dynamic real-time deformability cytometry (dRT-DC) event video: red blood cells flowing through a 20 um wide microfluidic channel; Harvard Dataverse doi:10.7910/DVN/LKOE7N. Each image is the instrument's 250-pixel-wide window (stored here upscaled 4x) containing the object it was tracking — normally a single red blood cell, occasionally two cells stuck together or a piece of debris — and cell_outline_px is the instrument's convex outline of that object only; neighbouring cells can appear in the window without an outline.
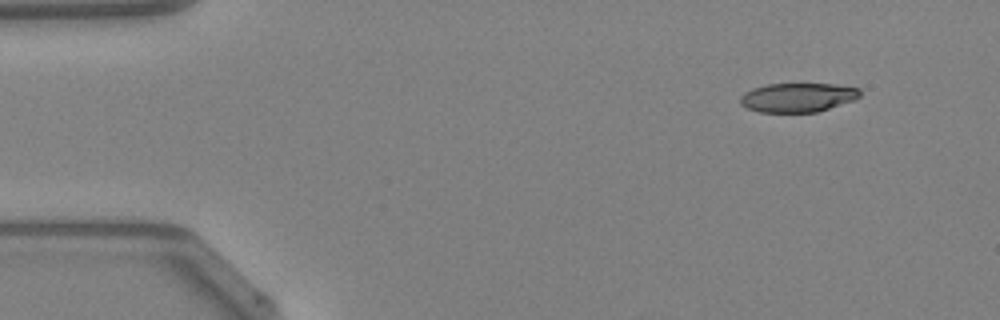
{"species": "Egyptian fruit bat (a non-hibernating species)", "species_latin": "Rousettus aegyptiacus", "temperature_condition": "warm", "stored_images_in_passage": 44, "camera_frame_rate_fps": 3000, "um_per_image_px": 0.085, "animal": {"sex": "female"}, "frame": {"image": 1, "passage_image": 1, "time_ms": 0.0, "image_size_px": [1000, 320], "cell_outline_px": [[860, 96], [856, 100], [816, 112], [760, 112], [748, 108], [740, 104], [740, 96], [744, 92], [752, 88], [764, 84], [836, 84], [860, 88]], "centroid_in_image_um": [67.81, 8.28], "position_along_channel_um": 17.2, "area_um2": 20.46}}
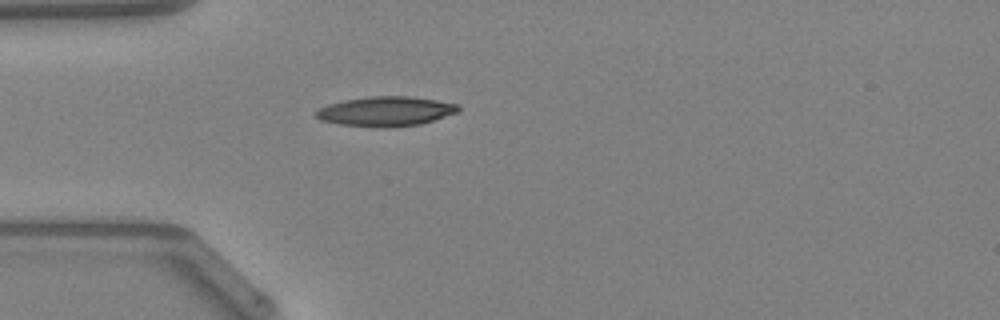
{"frame": {"image": 2, "passage_image": 10, "time_ms": 3.0, "image_size_px": [1000, 320], "cell_outline_px": [[460, 112], [420, 124], [392, 128], [380, 128], [340, 124], [320, 120], [312, 116], [312, 112], [328, 104], [344, 100], [368, 96], [412, 96], [460, 104]], "centroid_in_image_um": [32.78, 9.47], "position_along_channel_um": 52.2, "area_um2": 25.09}}
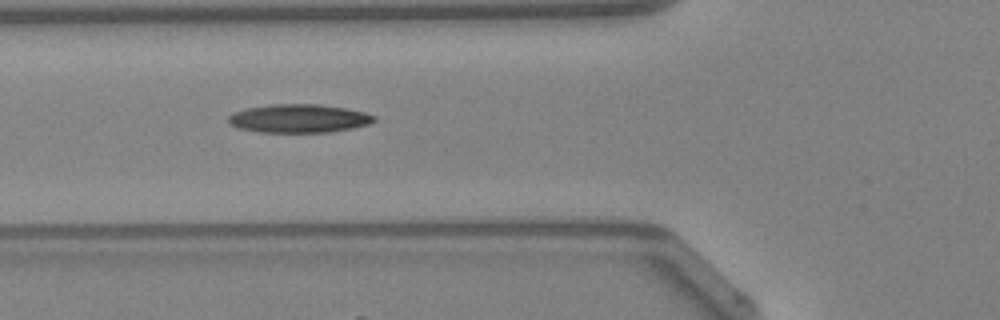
{"frame": {"image": 3, "passage_image": 14, "time_ms": 4.333, "image_size_px": [1000, 320], "cell_outline_px": [[376, 120], [368, 124], [352, 128], [328, 132], [260, 132], [240, 128], [228, 124], [228, 116], [232, 112], [248, 108], [272, 104], [320, 104], [348, 108], [364, 112], [376, 116]], "centroid_in_image_um": [25.4, 10.06], "position_along_channel_um": 100.4, "area_um2": 24.22}, "authors_computed_cell_mechanics": {"area_um2": 22.831, "velocity_mm_per_s": 4.2735, "shape_relaxation_time_tau1_ms": 8.5244, "shape_relaxation_time_tau2_ms": 7.3678, "deformation_change_tau1": 0.212, "deformation_change_tau2": 0.1901}}